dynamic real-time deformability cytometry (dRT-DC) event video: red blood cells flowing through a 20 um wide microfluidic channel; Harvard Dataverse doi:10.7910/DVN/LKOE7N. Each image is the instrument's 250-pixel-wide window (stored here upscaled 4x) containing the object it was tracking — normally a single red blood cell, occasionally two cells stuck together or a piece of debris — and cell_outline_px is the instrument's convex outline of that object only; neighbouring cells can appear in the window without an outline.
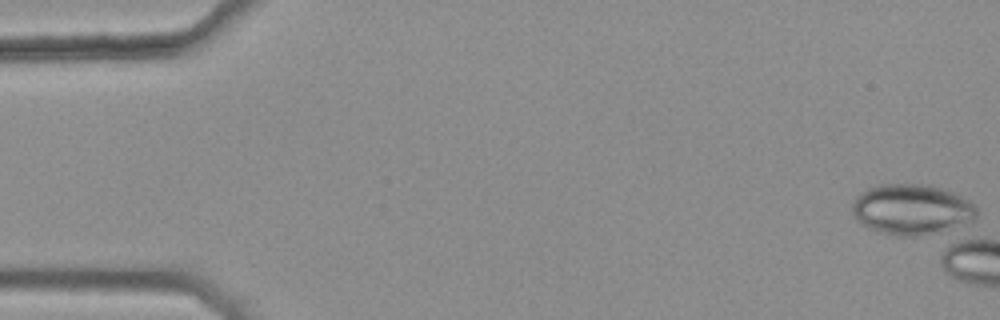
{"species": "common noctule bat (a hibernating species)", "species_latin": "Nyctalus noctula", "temperature_condition": "warm", "stored_images_in_passage": 1, "camera_frame_rate_fps": 3000, "um_per_image_px": 0.085, "animal": {"sex": "female", "body_mass_g": 25.1}, "frame": {"image": 1, "passage_image": 1, "time_ms": 0.0, "image_size_px": [1000, 320], "cell_outline_px": [[976, 216], [972, 220], [964, 224], [916, 236], [896, 236], [880, 232], [868, 228], [856, 220], [852, 212], [852, 204], [856, 196], [860, 192], [868, 188], [880, 184], [928, 184], [944, 188], [976, 204]], "centroid_in_image_um": [77.45, 17.78], "position_along_channel_um": 7.5, "area_um2": 36.53}}